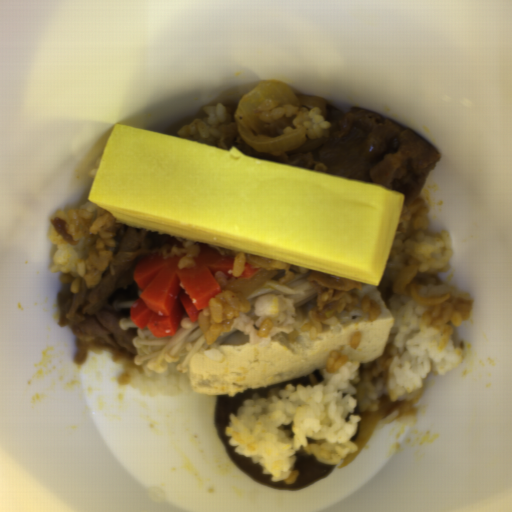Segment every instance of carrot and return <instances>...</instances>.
<instances>
[{
  "instance_id": "obj_1",
  "label": "carrot",
  "mask_w": 512,
  "mask_h": 512,
  "mask_svg": "<svg viewBox=\"0 0 512 512\" xmlns=\"http://www.w3.org/2000/svg\"><path fill=\"white\" fill-rule=\"evenodd\" d=\"M184 257L185 253L152 255L139 260L133 271L141 294L130 306V320L156 338L173 336L183 312L190 322L198 320L210 299L222 293L216 272L221 271L227 278L248 279L260 270L245 262L242 273L234 276L236 258L208 250L196 255L192 266L179 268Z\"/></svg>"
}]
</instances>
